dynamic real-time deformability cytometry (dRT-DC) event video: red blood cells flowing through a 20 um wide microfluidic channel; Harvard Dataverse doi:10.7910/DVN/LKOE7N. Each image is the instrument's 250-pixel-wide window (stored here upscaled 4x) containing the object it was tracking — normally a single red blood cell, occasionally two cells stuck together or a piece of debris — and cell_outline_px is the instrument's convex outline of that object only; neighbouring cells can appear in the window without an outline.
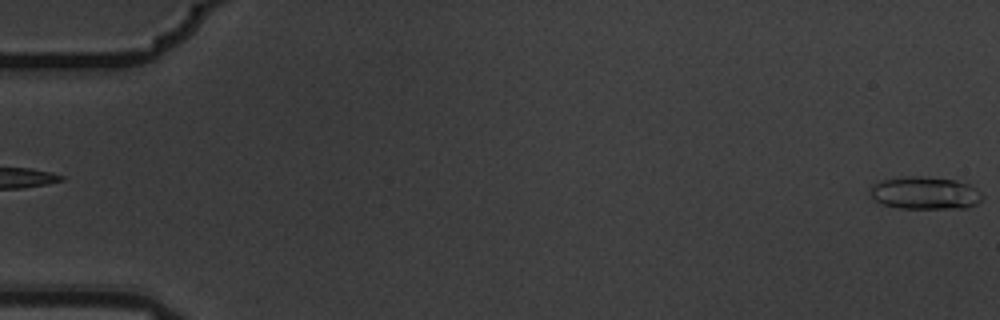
{"species": "common noctule bat (a hibernating species)", "species_latin": "Nyctalus noctula", "temperature_condition": "warm", "stored_images_in_passage": 3, "camera_frame_rate_fps": 3000, "um_per_image_px": 0.085, "animal": {"sex": "male", "body_mass_g": 19.5, "forearm_length_mm": 54.6}, "frame": {"image": 1, "passage_image": 3, "time_ms": 0.667, "image_size_px": [1000, 320], "cell_outline_px": [[984, 200], [968, 208], [900, 208], [884, 204], [876, 200], [872, 196], [872, 184], [880, 180], [904, 176], [920, 176], [956, 180], [968, 184], [976, 188], [984, 196]], "centroid_in_image_um": [78.68, 16.4], "position_along_channel_um": 6.3, "area_um2": 21.33}}